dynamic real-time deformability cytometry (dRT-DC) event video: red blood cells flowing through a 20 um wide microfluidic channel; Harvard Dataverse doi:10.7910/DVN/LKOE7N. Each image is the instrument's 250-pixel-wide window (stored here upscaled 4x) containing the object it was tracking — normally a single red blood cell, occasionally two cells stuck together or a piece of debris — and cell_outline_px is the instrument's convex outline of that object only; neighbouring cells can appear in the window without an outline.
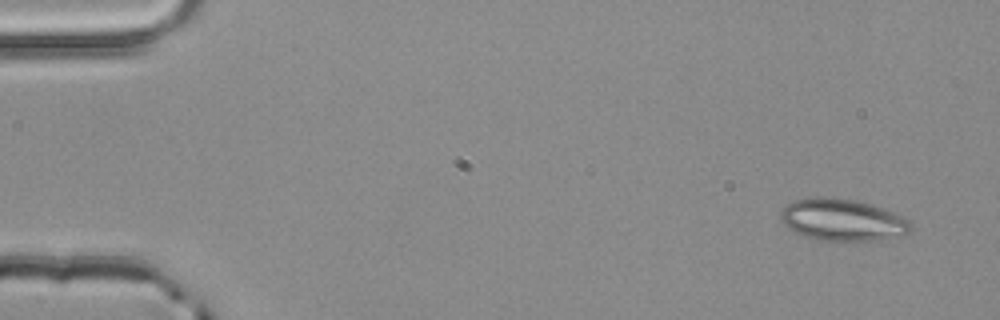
{"species": "common noctule bat (a hibernating species)", "species_latin": "Nyctalus noctula", "temperature_condition": "room temperature", "stored_images_in_passage": 2, "camera_frame_rate_fps": 3000, "um_per_image_px": 0.085, "animal": {"sex": "male", "body_mass_g": 20.4}, "frame": {"image": 1, "passage_image": 2, "time_ms": 0.333, "image_size_px": [1000, 320], "cell_outline_px": [[912, 228], [904, 236], [888, 240], [816, 240], [792, 232], [780, 220], [780, 212], [792, 200], [816, 196], [820, 196], [856, 200], [872, 204], [884, 208], [908, 220], [912, 224]], "centroid_in_image_um": [71.61, 18.69], "position_along_channel_um": 13.4, "area_um2": 32.19}}